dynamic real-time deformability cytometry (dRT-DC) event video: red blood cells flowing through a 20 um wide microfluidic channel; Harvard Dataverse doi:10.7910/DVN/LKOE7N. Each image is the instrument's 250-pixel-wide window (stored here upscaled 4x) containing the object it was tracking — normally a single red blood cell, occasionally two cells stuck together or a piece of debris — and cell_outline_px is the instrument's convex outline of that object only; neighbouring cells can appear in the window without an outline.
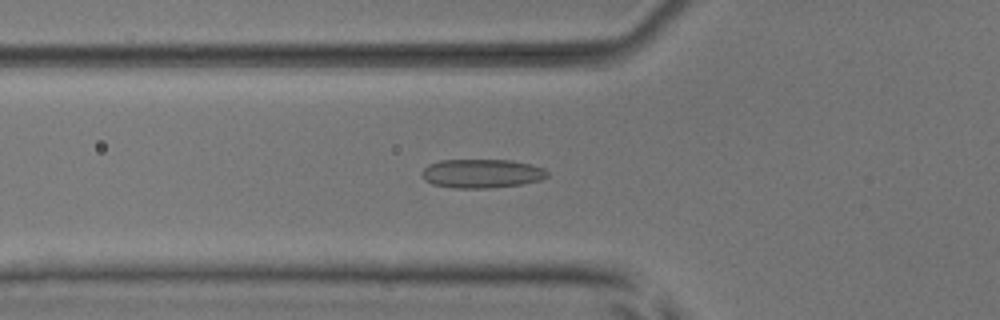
{"species": "common noctule bat (a hibernating species)", "species_latin": "Nyctalus noctula", "temperature_condition": "room temperature", "stored_images_in_passage": 52, "camera_frame_rate_fps": 3000, "um_per_image_px": 0.085, "animal": {"sex": "male", "body_mass_g": 17.9, "forearm_length_mm": 54.2}, "frame": {"image": 1, "passage_image": 18, "time_ms": 5.667, "image_size_px": [1000, 320], "cell_outline_px": [[548, 176], [540, 180], [520, 184], [488, 188], [456, 188], [432, 184], [424, 180], [420, 172], [428, 164], [440, 160], [512, 160], [532, 164], [544, 168], [548, 172]], "centroid_in_image_um": [40.93, 14.74], "position_along_channel_um": 84.9, "area_um2": 21.21}}
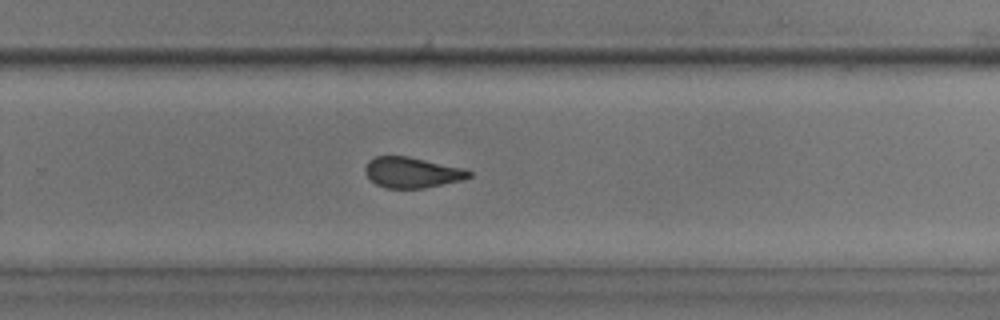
{"frame": {"image": 2, "passage_image": 34, "time_ms": 11.0, "image_size_px": [1000, 320], "cell_outline_px": [[472, 176], [460, 180], [424, 188], [384, 188], [376, 184], [364, 172], [364, 168], [368, 160], [376, 156], [408, 156], [464, 168], [472, 172]], "centroid_in_image_um": [35.0, 14.65], "position_along_channel_um": 294.8, "area_um2": 18.5}}
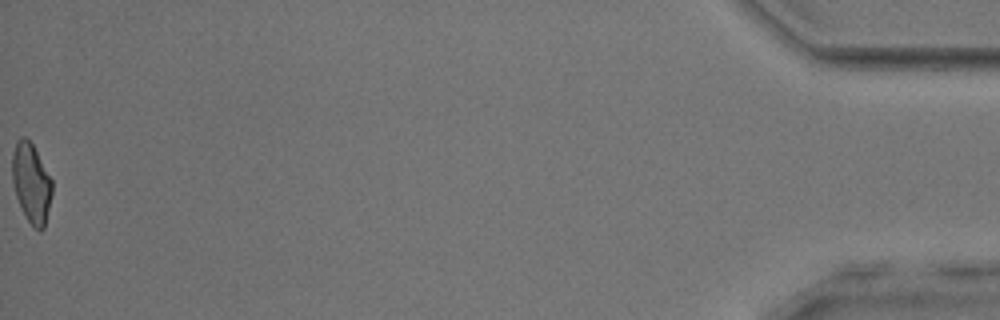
{"frame": {"image": 3, "passage_image": 52, "time_ms": 17.0, "image_size_px": [1000, 320], "cell_outline_px": [[52, 192], [44, 228], [40, 232], [28, 220], [16, 196], [12, 180], [12, 152], [16, 140], [20, 136], [24, 136], [32, 144], [52, 180]], "centroid_in_image_um": [2.65, 15.52], "position_along_channel_um": 432.6, "area_um2": 18.21}, "authors_computed_cell_mechanics": {"area_um2": 19.4208, "velocity_mm_per_s": 3.9403, "shape_relaxation_time_tau1_ms": null, "shape_relaxation_time_tau2_ms": 2.25, "deformation_change_tau1": null, "deformation_change_tau2": 0.0982}}